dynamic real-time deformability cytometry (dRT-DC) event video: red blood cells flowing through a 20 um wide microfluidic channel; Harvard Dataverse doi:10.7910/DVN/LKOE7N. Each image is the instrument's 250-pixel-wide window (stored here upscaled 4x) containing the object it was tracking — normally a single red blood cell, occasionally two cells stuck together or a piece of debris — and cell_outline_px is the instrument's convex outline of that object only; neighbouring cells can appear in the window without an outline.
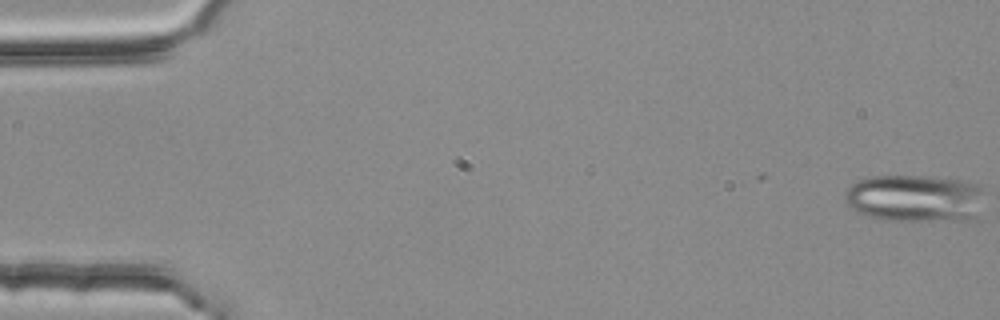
{"species": "common noctule bat (a hibernating species)", "species_latin": "Nyctalus noctula", "temperature_condition": "room temperature", "stored_images_in_passage": 17, "camera_frame_rate_fps": 3000, "um_per_image_px": 0.085, "animal": {"sex": "female", "body_mass_g": 25.1}, "frame": {"image": 1, "passage_image": 1, "time_ms": 0.0, "image_size_px": [1000, 320], "cell_outline_px": [[984, 192], [980, 220], [976, 224], [884, 220], [864, 216], [856, 212], [844, 200], [844, 192], [856, 180], [868, 176], [928, 176], [960, 180], [980, 184], [984, 188]], "centroid_in_image_um": [77.91, 16.92], "position_along_channel_um": 7.1, "area_um2": 40.98}}